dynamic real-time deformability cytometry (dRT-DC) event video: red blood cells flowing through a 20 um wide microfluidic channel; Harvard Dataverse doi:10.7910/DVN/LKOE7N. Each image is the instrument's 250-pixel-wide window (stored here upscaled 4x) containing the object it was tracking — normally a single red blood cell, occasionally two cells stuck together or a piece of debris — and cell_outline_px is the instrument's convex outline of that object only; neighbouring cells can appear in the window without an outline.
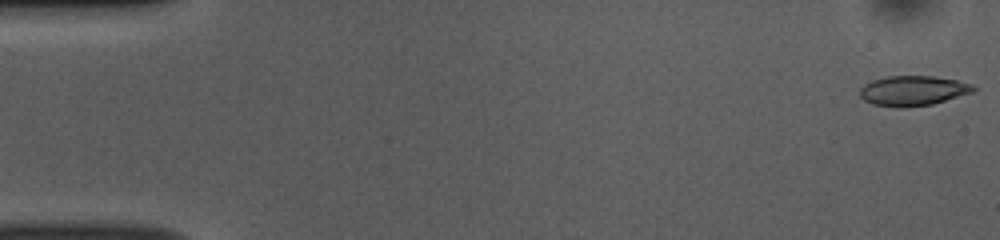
{"species": "common noctule bat (a hibernating species)", "species_latin": "Nyctalus noctula", "temperature_condition": "room temperature", "stored_images_in_passage": 52, "camera_frame_rate_fps": 3000, "um_per_image_px": 0.085, "animal": {"sex": "female", "body_mass_g": 10.0, "forearm_length_mm": 53.1}, "frame": {"image": 1, "passage_image": 1, "time_ms": 0.0, "image_size_px": [1000, 240], "cell_outline_px": [[976, 88], [972, 92], [932, 104], [900, 108], [872, 104], [864, 100], [860, 96], [860, 88], [864, 84], [872, 80], [888, 76], [932, 76], [956, 80], [972, 84]], "centroid_in_image_um": [77.56, 7.71], "position_along_channel_um": 7.4, "area_um2": 19.71}}
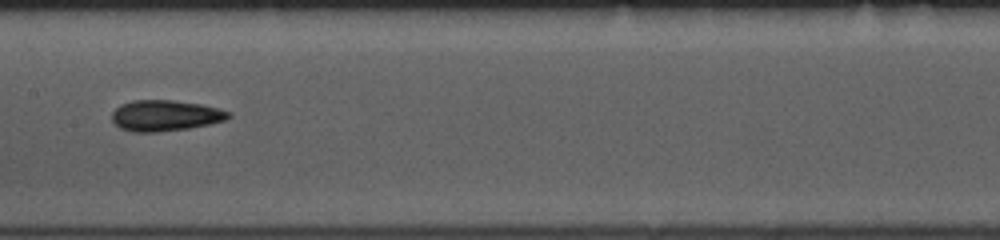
{"frame": {"image": 2, "passage_image": 26, "time_ms": 8.333, "image_size_px": [1000, 240], "cell_outline_px": [[232, 116], [224, 120], [208, 124], [188, 128], [156, 132], [132, 132], [120, 128], [112, 120], [112, 112], [120, 104], [132, 100], [172, 100], [200, 104], [220, 108], [232, 112]], "centroid_in_image_um": [14.04, 9.81], "position_along_channel_um": 193.4, "area_um2": 21.04}}
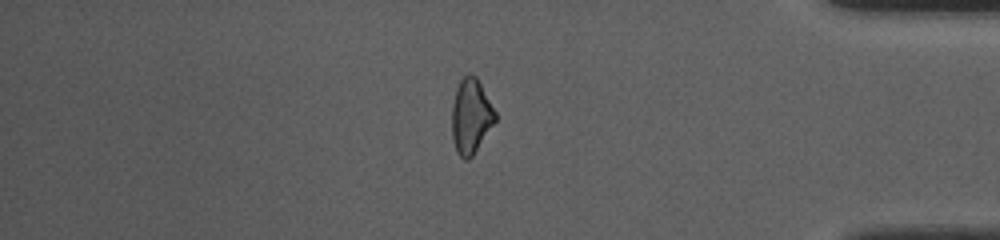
{"frame": {"image": 3, "passage_image": 44, "time_ms": 14.333, "image_size_px": [1000, 240], "cell_outline_px": [[496, 120], [472, 156], [468, 160], [464, 160], [456, 152], [452, 140], [452, 104], [456, 88], [460, 80], [468, 72], [472, 72], [476, 76], [496, 112]], "centroid_in_image_um": [40.01, 9.86], "position_along_channel_um": 395.2, "area_um2": 18.96}, "authors_computed_cell_mechanics": {"area_um2": 20.0855, "velocity_mm_per_s": 3.8527, "shape_relaxation_time_tau1_ms": 3.8804, "shape_relaxation_time_tau2_ms": 3.0845, "deformation_change_tau1": 0.1432, "deformation_change_tau2": 0.1175}}